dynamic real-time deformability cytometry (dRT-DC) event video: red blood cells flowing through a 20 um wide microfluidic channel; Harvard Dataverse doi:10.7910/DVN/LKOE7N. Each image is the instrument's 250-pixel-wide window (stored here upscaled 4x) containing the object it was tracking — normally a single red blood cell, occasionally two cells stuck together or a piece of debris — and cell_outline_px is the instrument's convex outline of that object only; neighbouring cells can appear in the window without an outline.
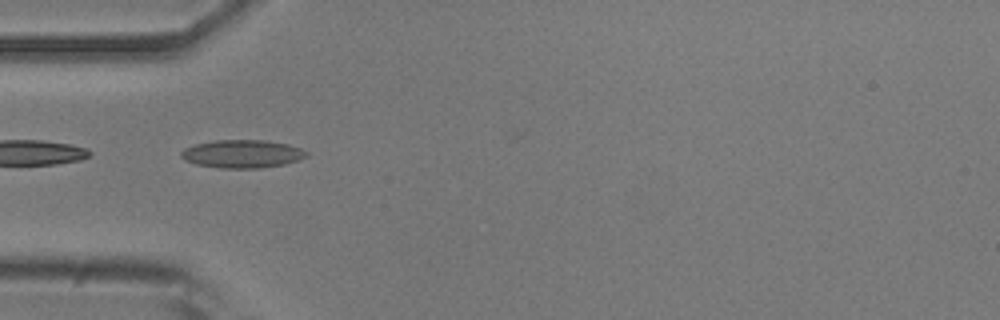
{"species": "common noctule bat (a hibernating species)", "species_latin": "Nyctalus noctula", "temperature_condition": "room temperature", "stored_images_in_passage": 25, "camera_frame_rate_fps": 3000, "um_per_image_px": 0.085, "animal": {"sex": "male", "body_mass_g": 20.5, "forearm_length_mm": 52.5}, "frame": {"image": 1, "passage_image": 16, "time_ms": 5.0, "image_size_px": [1000, 320], "cell_outline_px": [[308, 156], [300, 160], [284, 164], [260, 168], [220, 168], [196, 164], [184, 160], [180, 156], [180, 152], [184, 148], [196, 144], [216, 140], [264, 140], [288, 144], [300, 148], [308, 152]], "centroid_in_image_um": [20.6, 13.08], "position_along_channel_um": 64.4, "area_um2": 20.58}}
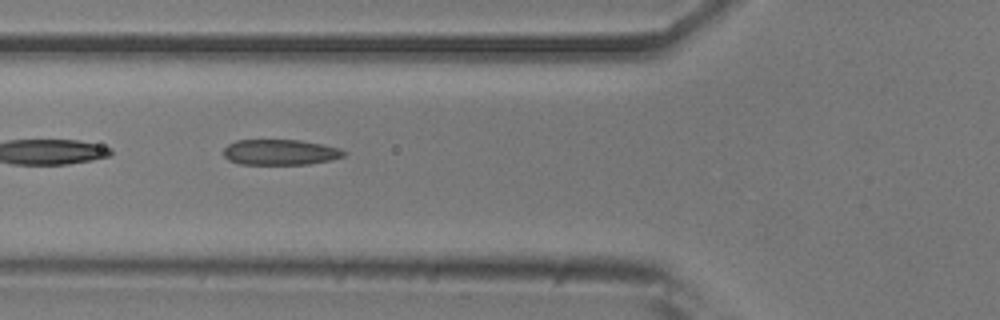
{"frame": {"image": 2, "passage_image": 19, "time_ms": 6.0, "image_size_px": [1000, 320], "cell_outline_px": [[348, 152], [344, 156], [332, 160], [308, 164], [240, 164], [228, 160], [224, 156], [224, 148], [228, 144], [236, 140], [300, 140], [340, 148]], "centroid_in_image_um": [23.83, 12.94], "position_along_channel_um": 102.0, "area_um2": 17.98}}
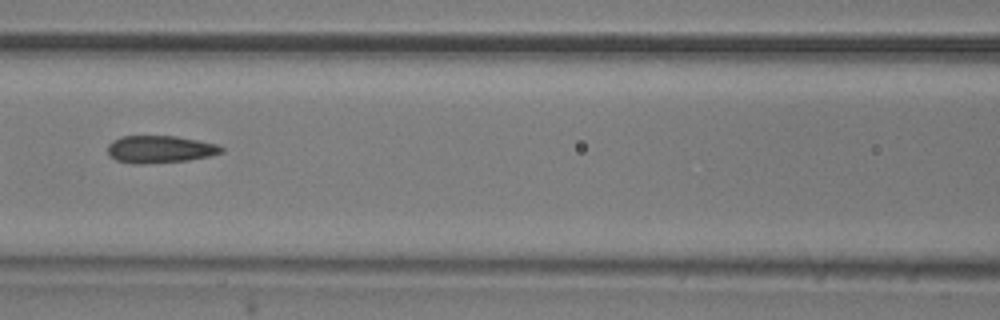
{"frame": {"image": 3, "passage_image": 23, "time_ms": 7.333, "image_size_px": [1000, 320], "cell_outline_px": [[224, 152], [208, 156], [188, 160], [144, 164], [132, 164], [116, 160], [108, 156], [108, 144], [112, 140], [124, 136], [176, 136], [216, 144], [224, 148]], "centroid_in_image_um": [13.56, 12.69], "position_along_channel_um": 153.0, "area_um2": 18.15}}